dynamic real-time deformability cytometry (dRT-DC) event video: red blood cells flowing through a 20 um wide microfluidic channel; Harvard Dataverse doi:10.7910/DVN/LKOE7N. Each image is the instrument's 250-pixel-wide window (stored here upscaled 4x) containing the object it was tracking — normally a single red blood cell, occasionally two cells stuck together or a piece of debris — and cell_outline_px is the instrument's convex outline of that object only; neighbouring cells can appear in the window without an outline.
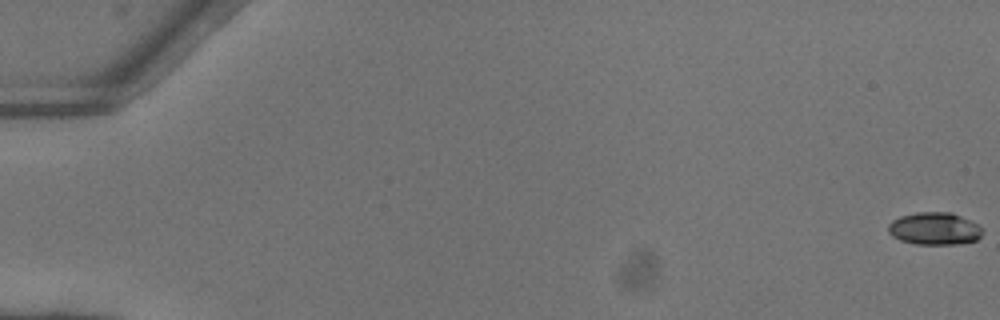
{"species": "common noctule bat (a hibernating species)", "species_latin": "Nyctalus noctula", "temperature_condition": "warm", "stored_images_in_passage": 53, "camera_frame_rate_fps": 3000, "um_per_image_px": 0.085, "animal": {"sex": "female"}, "frame": {"image": 1, "passage_image": 1, "time_ms": 0.0, "image_size_px": [1000, 320], "cell_outline_px": [[980, 236], [976, 240], [960, 244], [916, 244], [900, 240], [892, 236], [888, 232], [888, 224], [892, 220], [900, 216], [916, 212], [952, 212], [976, 224], [980, 228]], "centroid_in_image_um": [79.37, 19.43], "position_along_channel_um": 5.6, "area_um2": 17.69}}
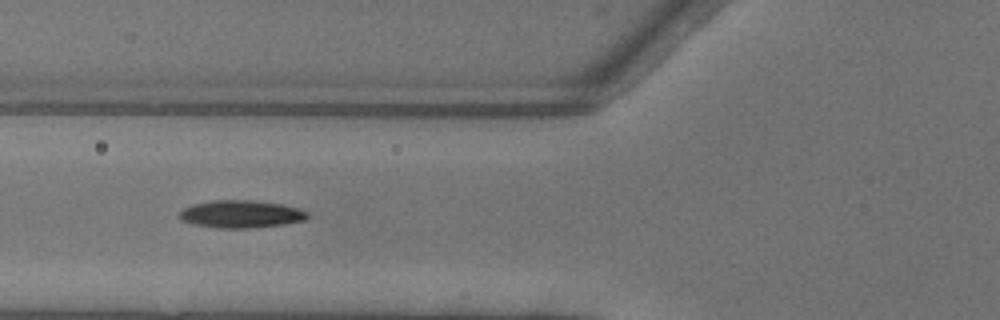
{"frame": {"image": 2, "passage_image": 22, "time_ms": 7.0, "image_size_px": [1000, 320], "cell_outline_px": [[308, 216], [304, 220], [280, 224], [248, 228], [216, 228], [196, 224], [184, 220], [180, 216], [180, 212], [184, 208], [196, 204], [212, 200], [252, 200], [280, 204], [296, 208], [308, 212]], "centroid_in_image_um": [20.49, 18.19], "position_along_channel_um": 105.3, "area_um2": 20.0}}
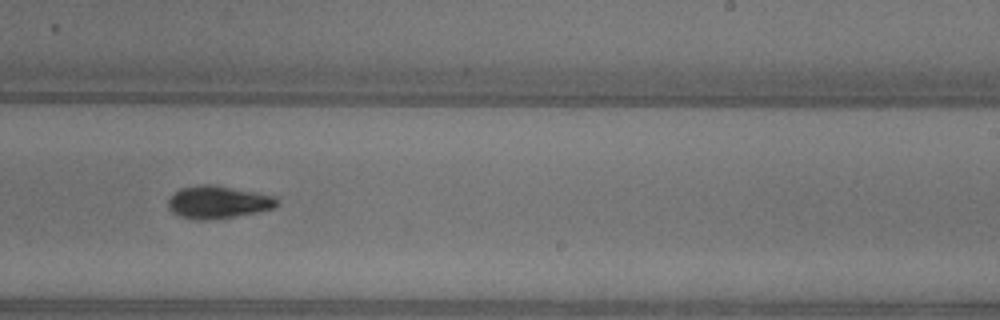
{"frame": {"image": 3, "passage_image": 34, "time_ms": 11.0, "image_size_px": [1000, 320], "cell_outline_px": [[276, 204], [272, 208], [256, 212], [232, 216], [180, 216], [172, 212], [168, 208], [168, 200], [172, 192], [180, 188], [200, 184], [212, 184], [256, 192], [276, 196]], "centroid_in_image_um": [18.51, 17.1], "position_along_channel_um": 270.5, "area_um2": 19.65}, "authors_computed_cell_mechanics": {"area_um2": 18.8428, "velocity_mm_per_s": 4.13, "shape_relaxation_time_tau1_ms": 3.6297, "shape_relaxation_time_tau2_ms": 6.2368, "deformation_change_tau1": 0.158, "deformation_change_tau2": 0.1421}}